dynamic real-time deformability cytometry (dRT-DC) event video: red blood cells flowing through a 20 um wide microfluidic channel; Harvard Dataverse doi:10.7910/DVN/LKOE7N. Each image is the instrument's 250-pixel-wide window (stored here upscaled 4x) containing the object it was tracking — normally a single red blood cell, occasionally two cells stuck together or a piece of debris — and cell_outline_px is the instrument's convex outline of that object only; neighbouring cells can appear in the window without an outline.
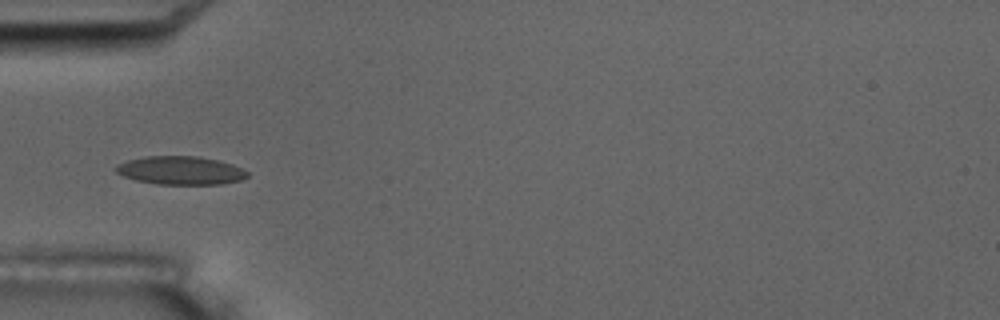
{"species": "common noctule bat (a hibernating species)", "species_latin": "Nyctalus noctula", "temperature_condition": "room temperature", "stored_images_in_passage": 5, "camera_frame_rate_fps": 3000, "um_per_image_px": 0.085, "animal": {"sex": "male", "body_mass_g": 17.5, "forearm_length_mm": 52.3}, "frame": {"image": 1, "passage_image": 4, "time_ms": 4.333, "image_size_px": [1000, 320], "cell_outline_px": [[248, 176], [240, 180], [220, 184], [156, 184], [136, 180], [124, 176], [116, 172], [112, 168], [116, 164], [128, 160], [144, 156], [200, 156], [220, 160], [232, 164], [248, 172]], "centroid_in_image_um": [15.31, 14.48], "position_along_channel_um": 69.7, "area_um2": 21.85}}